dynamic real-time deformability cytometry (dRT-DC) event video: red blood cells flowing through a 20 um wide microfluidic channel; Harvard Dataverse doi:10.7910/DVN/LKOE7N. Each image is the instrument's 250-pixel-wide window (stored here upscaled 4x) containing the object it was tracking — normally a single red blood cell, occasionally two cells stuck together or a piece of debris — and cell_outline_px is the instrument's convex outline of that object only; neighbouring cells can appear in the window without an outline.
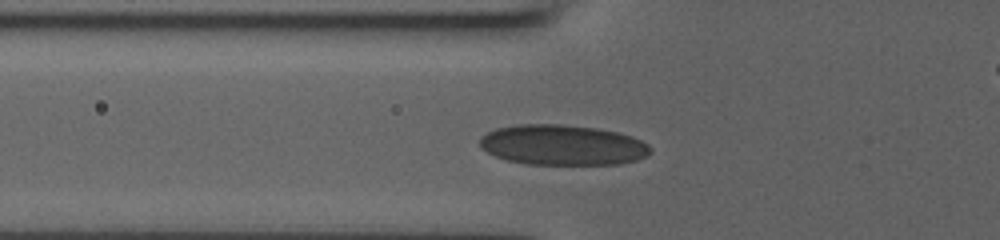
{"species": "human", "species_latin": "Homo sapiens", "temperature_condition": "room temperature", "stored_images_in_passage": 30, "camera_frame_rate_fps": 3000, "um_per_image_px": 0.085, "donor": {"sex": "male"}, "frame": {"image": 1, "passage_image": 2, "time_ms": 0.333, "image_size_px": [1000, 240], "cell_outline_px": [[652, 152], [648, 156], [636, 160], [620, 164], [528, 164], [508, 160], [496, 156], [480, 148], [480, 136], [496, 128], [520, 124], [560, 124], [596, 128], [616, 132], [632, 136], [648, 144], [652, 148]], "centroid_in_image_um": [47.83, 12.32], "position_along_channel_um": 78.0, "area_um2": 40.17}}
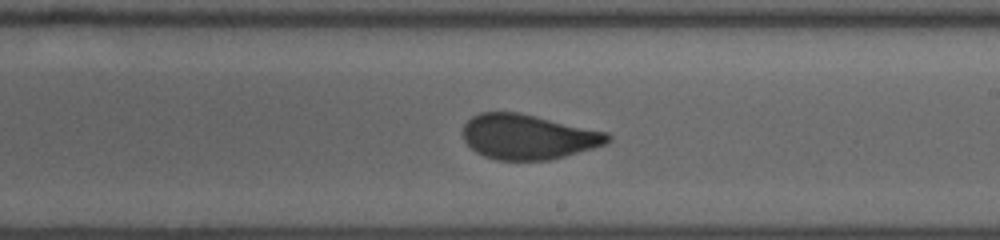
{"frame": {"image": 2, "passage_image": 14, "time_ms": 4.333, "image_size_px": [1000, 240], "cell_outline_px": [[612, 140], [604, 144], [592, 148], [564, 156], [548, 160], [496, 160], [484, 156], [476, 152], [464, 140], [464, 124], [472, 116], [480, 112], [520, 112], [608, 132], [612, 136]], "centroid_in_image_um": [44.9, 11.62], "position_along_channel_um": 244.1, "area_um2": 37.92}}
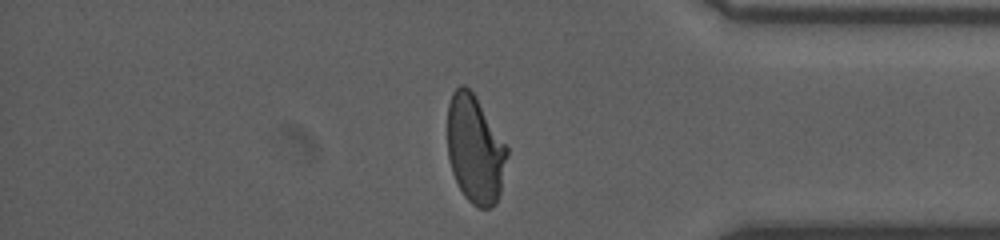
{"frame": {"image": 3, "passage_image": 26, "time_ms": 8.333, "image_size_px": [1000, 240], "cell_outline_px": [[508, 156], [500, 192], [496, 204], [492, 208], [480, 208], [472, 204], [464, 196], [452, 172], [448, 156], [448, 104], [452, 92], [460, 84], [464, 84], [476, 96], [508, 148]], "centroid_in_image_um": [40.38, 12.7], "position_along_channel_um": 394.8, "area_um2": 37.57}}